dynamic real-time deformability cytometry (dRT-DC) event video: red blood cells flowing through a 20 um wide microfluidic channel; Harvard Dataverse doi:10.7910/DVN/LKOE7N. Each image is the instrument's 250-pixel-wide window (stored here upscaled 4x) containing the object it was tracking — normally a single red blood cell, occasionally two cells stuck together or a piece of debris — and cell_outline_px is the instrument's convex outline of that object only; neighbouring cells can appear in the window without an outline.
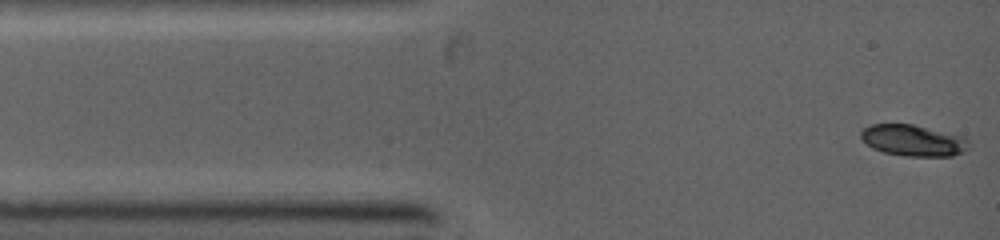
{"species": "common noctule bat (a hibernating species)", "species_latin": "Nyctalus noctula", "temperature_condition": "warm", "stored_images_in_passage": 52, "camera_frame_rate_fps": 5000, "um_per_image_px": 0.085, "animal": {"sex": "female", "body_mass_g": 19.0, "forearm_length_mm": 53.3}, "frame": {"image": 1, "passage_image": 1, "time_ms": 0.0, "image_size_px": [1000, 240], "cell_outline_px": [[972, 144], [964, 152], [952, 156], [904, 156], [884, 152], [872, 148], [860, 136], [860, 132], [864, 128], [872, 124], [912, 124], [964, 136]], "centroid_in_image_um": [77.67, 11.94], "position_along_channel_um": 7.3, "area_um2": 19.77}}
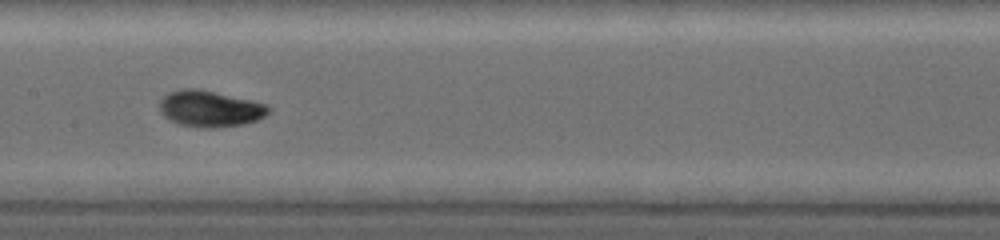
{"frame": {"image": 2, "passage_image": 21, "time_ms": 5.2, "image_size_px": [1000, 240], "cell_outline_px": [[272, 108], [264, 116], [256, 120], [244, 124], [216, 128], [208, 128], [180, 124], [164, 116], [160, 112], [160, 100], [168, 92], [184, 88], [196, 88], [248, 100], [264, 104]], "centroid_in_image_um": [17.82, 9.24], "position_along_channel_um": 189.6, "area_um2": 22.6}}
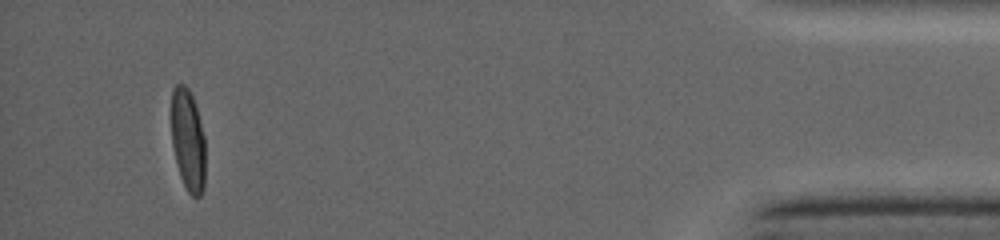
{"frame": {"image": 3, "passage_image": 51, "time_ms": 12.0, "image_size_px": [1000, 240], "cell_outline_px": [[204, 188], [200, 196], [192, 196], [188, 192], [180, 176], [176, 164], [172, 144], [172, 88], [176, 84], [184, 84], [188, 88], [192, 96], [196, 108], [204, 136]], "centroid_in_image_um": [15.96, 11.92], "position_along_channel_um": 419.2, "area_um2": 20.0}}